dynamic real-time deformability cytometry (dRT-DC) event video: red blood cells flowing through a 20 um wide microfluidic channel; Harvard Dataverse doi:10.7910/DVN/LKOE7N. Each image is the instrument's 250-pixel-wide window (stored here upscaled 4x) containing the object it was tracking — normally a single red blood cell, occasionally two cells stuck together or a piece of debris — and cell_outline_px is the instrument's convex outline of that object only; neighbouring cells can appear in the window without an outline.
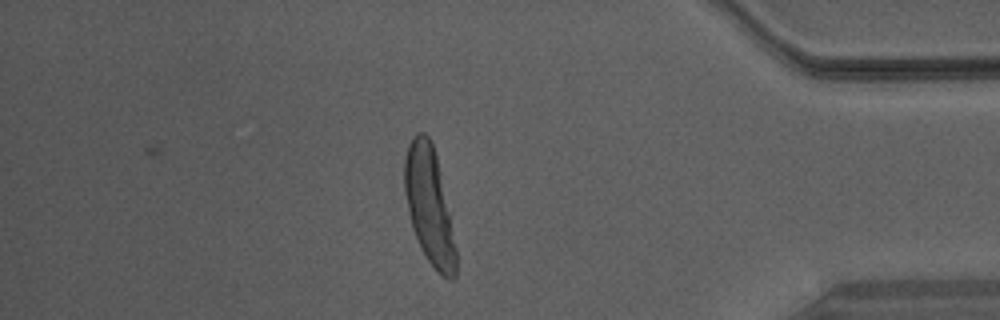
{"species": "Egyptian fruit bat (a non-hibernating species)", "species_latin": "Rousettus aegyptiacus", "temperature_condition": "warm", "stored_images_in_passage": 44, "camera_frame_rate_fps": 3000, "um_per_image_px": 0.085, "animal": {"sex": "male"}, "frame": {"image": 1, "passage_image": 38, "time_ms": 12.333, "image_size_px": [1000, 320], "cell_outline_px": [[456, 280], [448, 280], [436, 272], [420, 248], [412, 228], [404, 192], [404, 160], [408, 144], [420, 132], [424, 132], [432, 140], [436, 156], [456, 248]], "centroid_in_image_um": [36.47, 17.54], "position_along_channel_um": 398.7, "area_um2": 34.56}}